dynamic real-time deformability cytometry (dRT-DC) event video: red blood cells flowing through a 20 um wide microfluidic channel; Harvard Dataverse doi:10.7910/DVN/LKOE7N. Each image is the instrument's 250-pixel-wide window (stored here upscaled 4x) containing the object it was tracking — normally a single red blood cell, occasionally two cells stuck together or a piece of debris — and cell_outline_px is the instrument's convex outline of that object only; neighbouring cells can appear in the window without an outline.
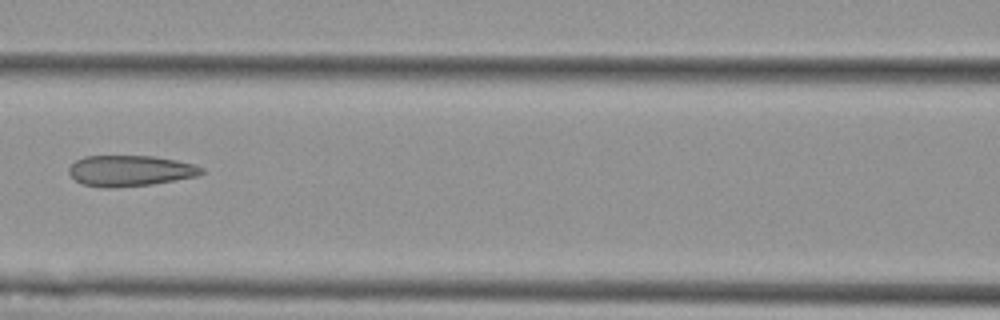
{"species": "Egyptian fruit bat (a non-hibernating species)", "species_latin": "Rousettus aegyptiacus", "temperature_condition": "cold", "stored_images_in_passage": 3, "camera_frame_rate_fps": 3000, "um_per_image_px": 0.085, "animal": {"sex": "female"}, "frame": {"image": 1, "passage_image": 3, "time_ms": 2.667, "image_size_px": [1000, 320], "cell_outline_px": [[204, 172], [196, 176], [152, 184], [112, 188], [104, 188], [84, 184], [76, 180], [68, 172], [68, 168], [76, 160], [84, 156], [152, 156], [176, 160], [192, 164], [204, 168]], "centroid_in_image_um": [11.04, 14.51], "position_along_channel_um": 155.6, "area_um2": 23.7}}